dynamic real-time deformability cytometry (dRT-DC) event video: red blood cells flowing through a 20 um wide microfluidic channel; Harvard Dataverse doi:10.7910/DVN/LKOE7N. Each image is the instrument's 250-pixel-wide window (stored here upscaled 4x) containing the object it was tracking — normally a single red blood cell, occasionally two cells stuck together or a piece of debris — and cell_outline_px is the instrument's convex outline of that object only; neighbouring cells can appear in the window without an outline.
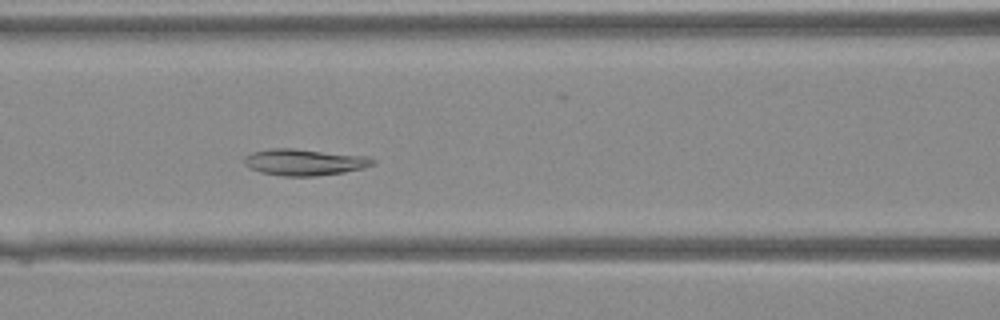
{"species": "Egyptian fruit bat (a non-hibernating species)", "species_latin": "Rousettus aegyptiacus", "temperature_condition": "warm", "stored_images_in_passage": 31, "camera_frame_rate_fps": 3000, "um_per_image_px": 0.085, "animal": {"sex": "female"}, "frame": {"image": 1, "passage_image": 8, "time_ms": 2.333, "image_size_px": [1000, 320], "cell_outline_px": [[376, 160], [372, 164], [364, 168], [344, 172], [316, 176], [284, 176], [260, 172], [248, 168], [244, 164], [244, 156], [252, 152], [268, 148], [292, 148], [368, 156]], "centroid_in_image_um": [25.84, 13.78], "position_along_channel_um": 140.8, "area_um2": 19.94}}
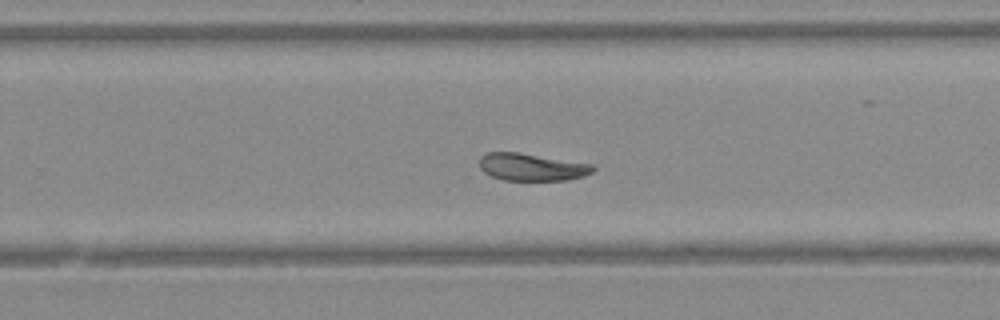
{"frame": {"image": 2, "passage_image": 17, "time_ms": 5.333, "image_size_px": [1000, 320], "cell_outline_px": [[596, 168], [592, 172], [584, 176], [568, 180], [504, 180], [492, 176], [484, 172], [480, 168], [480, 156], [488, 152], [516, 152], [592, 164]], "centroid_in_image_um": [45.2, 14.2], "position_along_channel_um": 284.6, "area_um2": 17.98}}
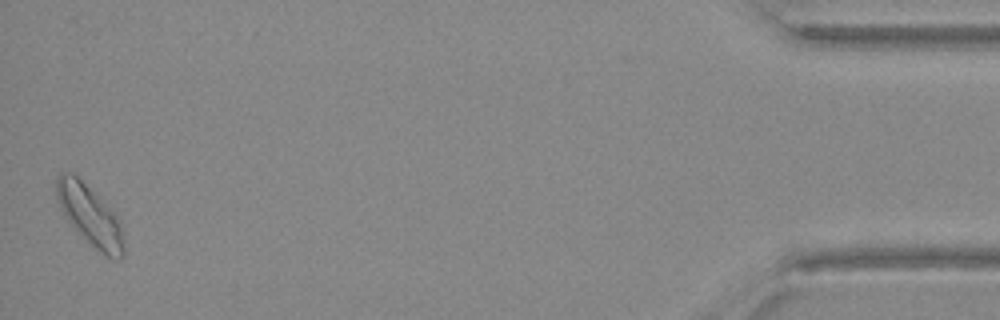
{"frame": {"image": 3, "passage_image": 31, "time_ms": 10.0, "image_size_px": [1000, 320], "cell_outline_px": [[124, 252], [120, 260], [116, 260], [104, 256], [68, 220], [60, 204], [56, 192], [56, 176], [60, 172], [72, 172], [120, 220], [124, 236]], "centroid_in_image_um": [7.68, 18.35], "position_along_channel_um": 427.5, "area_um2": 22.66}}